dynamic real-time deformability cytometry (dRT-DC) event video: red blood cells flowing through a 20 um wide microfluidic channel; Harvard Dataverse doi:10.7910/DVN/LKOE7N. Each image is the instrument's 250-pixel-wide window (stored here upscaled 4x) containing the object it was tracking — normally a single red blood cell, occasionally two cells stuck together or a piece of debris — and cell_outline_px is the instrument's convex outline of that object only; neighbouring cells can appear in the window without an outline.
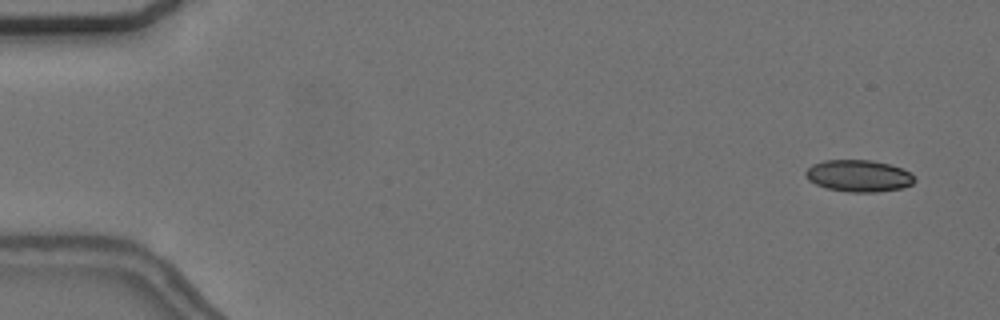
{"species": "common noctule bat (a hibernating species)", "species_latin": "Nyctalus noctula", "temperature_condition": "cold", "stored_images_in_passage": 56, "camera_frame_rate_fps": 3000, "um_per_image_px": 0.085, "animal": {"sex": "female", "body_mass_g": 24.6, "forearm_length_mm": 56.2}, "frame": {"image": 1, "passage_image": 3, "time_ms": 0.667, "image_size_px": [1000, 320], "cell_outline_px": [[916, 180], [912, 184], [900, 188], [876, 192], [848, 192], [828, 188], [816, 184], [808, 180], [804, 176], [804, 172], [812, 164], [824, 160], [872, 160], [888, 164], [900, 168], [916, 176]], "centroid_in_image_um": [72.96, 14.94], "position_along_channel_um": 12.0, "area_um2": 20.17}}
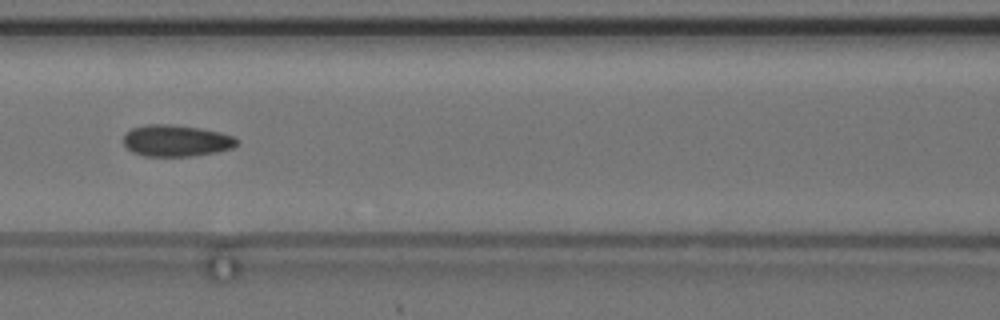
{"frame": {"image": 2, "passage_image": 25, "time_ms": 8.0, "image_size_px": [1000, 320], "cell_outline_px": [[240, 140], [232, 148], [216, 152], [192, 156], [144, 156], [132, 152], [124, 144], [124, 136], [132, 128], [148, 124], [172, 124], [200, 128], [220, 132], [232, 136]], "centroid_in_image_um": [14.98, 11.96], "position_along_channel_um": 151.6, "area_um2": 20.81}}
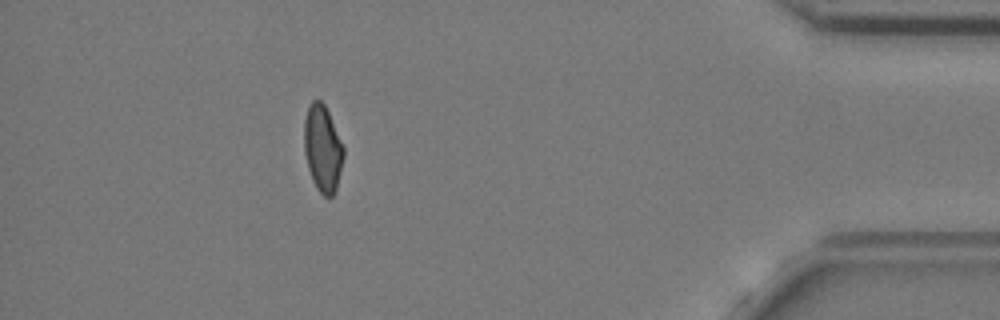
{"frame": {"image": 3, "passage_image": 50, "time_ms": 16.333, "image_size_px": [1000, 320], "cell_outline_px": [[344, 156], [336, 192], [332, 196], [324, 196], [316, 188], [312, 180], [308, 168], [304, 152], [304, 120], [308, 108], [312, 100], [320, 100], [324, 104], [328, 112], [344, 148]], "centroid_in_image_um": [27.42, 12.65], "position_along_channel_um": 407.8, "area_um2": 19.88}, "authors_computed_cell_mechanics": {"area_um2": 20.4034, "velocity_mm_per_s": 3.6924, "shape_relaxation_time_tau1_ms": 7.6142, "shape_relaxation_time_tau2_ms": 1.8898, "deformation_change_tau1": 0.1328, "deformation_change_tau2": 0.0926}}